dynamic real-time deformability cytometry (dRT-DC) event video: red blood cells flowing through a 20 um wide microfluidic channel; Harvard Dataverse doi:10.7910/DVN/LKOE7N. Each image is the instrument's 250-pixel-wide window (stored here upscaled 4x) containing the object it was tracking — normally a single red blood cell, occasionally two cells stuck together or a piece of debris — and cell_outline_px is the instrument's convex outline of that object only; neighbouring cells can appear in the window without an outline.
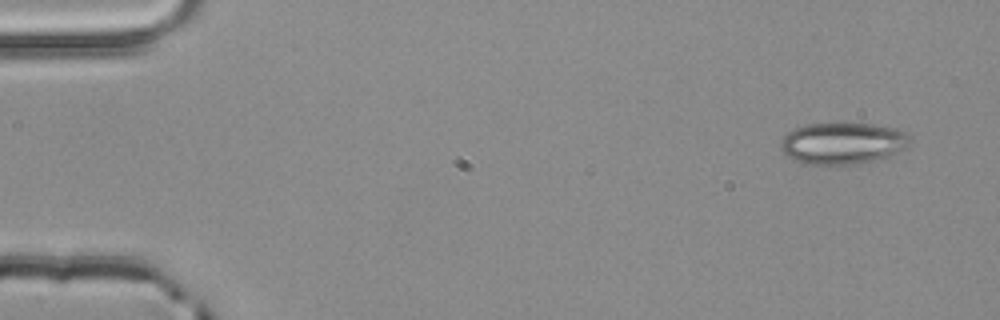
{"species": "common noctule bat (a hibernating species)", "species_latin": "Nyctalus noctula", "temperature_condition": "room temperature", "stored_images_in_passage": 4, "camera_frame_rate_fps": 3000, "um_per_image_px": 0.085, "animal": {"sex": "male", "body_mass_g": 20.4}, "frame": {"image": 1, "passage_image": 1, "time_ms": 0.0, "image_size_px": [1000, 320], "cell_outline_px": [[908, 140], [904, 148], [884, 160], [856, 164], [812, 164], [796, 160], [788, 156], [780, 148], [780, 144], [784, 136], [788, 132], [796, 128], [808, 124], [872, 124], [896, 128], [908, 132]], "centroid_in_image_um": [71.66, 12.19], "position_along_channel_um": 13.3, "area_um2": 31.15}}
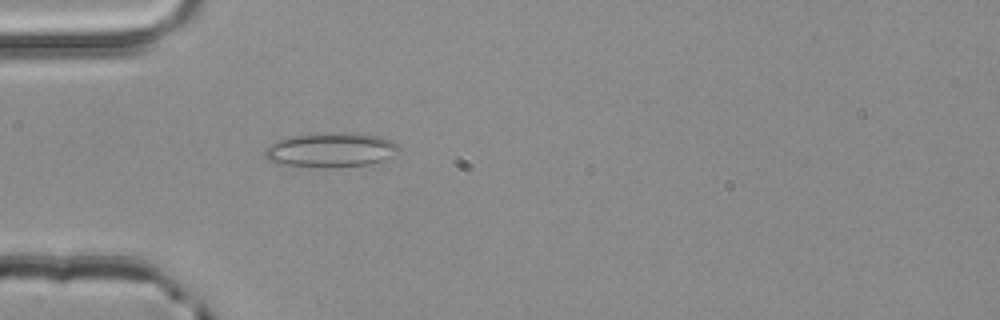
{"frame": {"image": 2, "passage_image": 4, "time_ms": 1.0, "image_size_px": [1000, 320], "cell_outline_px": [[400, 148], [396, 156], [368, 164], [324, 168], [284, 164], [268, 160], [264, 156], [264, 148], [280, 140], [292, 136], [328, 132], [356, 132], [380, 136], [392, 140]], "centroid_in_image_um": [28.18, 12.73], "position_along_channel_um": 56.8, "area_um2": 27.11}}